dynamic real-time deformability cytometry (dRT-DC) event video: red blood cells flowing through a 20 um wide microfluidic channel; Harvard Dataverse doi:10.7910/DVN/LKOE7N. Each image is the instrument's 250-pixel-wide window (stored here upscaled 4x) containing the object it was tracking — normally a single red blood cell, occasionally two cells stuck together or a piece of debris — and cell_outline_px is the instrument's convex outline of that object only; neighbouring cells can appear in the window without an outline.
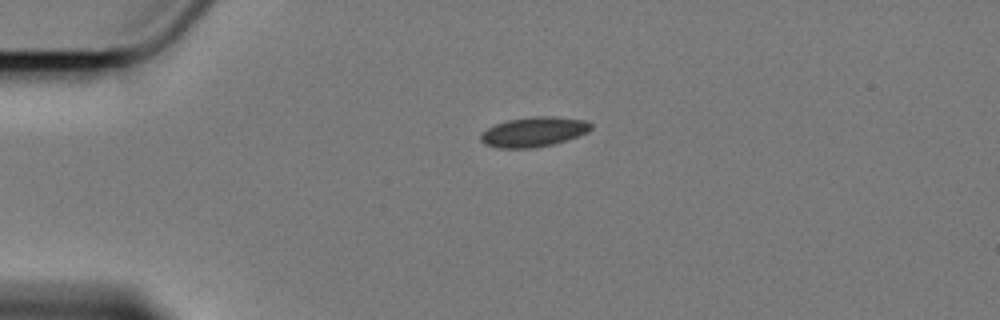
{"species": "Egyptian fruit bat (a non-hibernating species)", "species_latin": "Rousettus aegyptiacus", "temperature_condition": "cold", "stored_images_in_passage": 1, "camera_frame_rate_fps": 3000, "um_per_image_px": 0.085, "animal": {"sex": "female"}, "frame": {"image": 1, "passage_image": 1, "time_ms": 0.0, "image_size_px": [1000, 320], "cell_outline_px": [[592, 128], [588, 132], [552, 144], [532, 148], [496, 148], [484, 144], [480, 140], [480, 132], [496, 124], [508, 120], [532, 116], [556, 116], [584, 120], [592, 124]], "centroid_in_image_um": [45.33, 11.2], "position_along_channel_um": 39.7, "area_um2": 19.13}}